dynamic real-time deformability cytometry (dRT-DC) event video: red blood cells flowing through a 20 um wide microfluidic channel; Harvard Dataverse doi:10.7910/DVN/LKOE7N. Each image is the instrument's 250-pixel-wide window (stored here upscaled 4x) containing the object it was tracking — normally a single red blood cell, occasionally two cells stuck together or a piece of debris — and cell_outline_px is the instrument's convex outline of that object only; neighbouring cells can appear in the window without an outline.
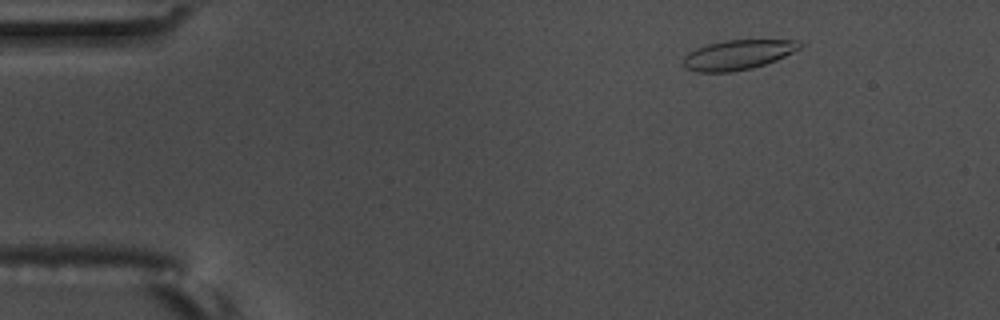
{"species": "common noctule bat (a hibernating species)", "species_latin": "Nyctalus noctula", "temperature_condition": "warm", "stored_images_in_passage": 52, "camera_frame_rate_fps": 3000, "um_per_image_px": 0.085, "animal": {"sex": "male", "body_mass_g": 17.5, "forearm_length_mm": 52.3}, "frame": {"image": 1, "passage_image": 2, "time_ms": 0.333, "image_size_px": [1000, 320], "cell_outline_px": [[804, 44], [800, 48], [776, 60], [752, 68], [732, 72], [696, 72], [684, 68], [684, 56], [688, 52], [696, 48], [708, 44], [724, 40], [800, 40]], "centroid_in_image_um": [62.71, 4.65], "position_along_channel_um": 22.3, "area_um2": 20.23}}
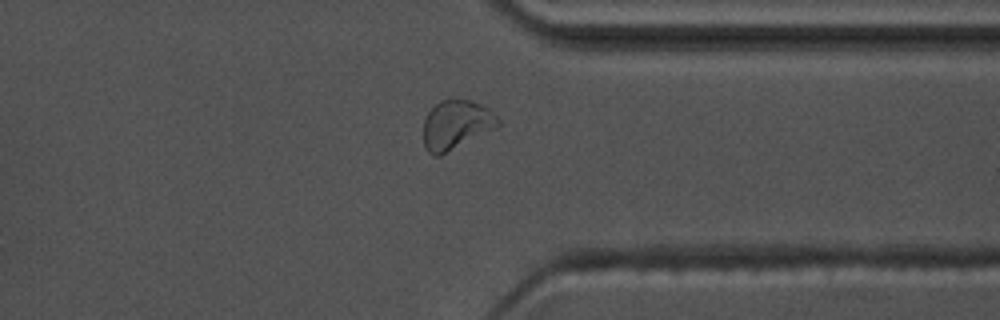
{"frame": {"image": 2, "passage_image": 39, "time_ms": 12.667, "image_size_px": [1000, 320], "cell_outline_px": [[500, 128], [440, 156], [436, 156], [428, 152], [424, 144], [424, 120], [428, 112], [440, 100], [452, 96], [468, 100], [480, 104], [488, 108], [500, 120]], "centroid_in_image_um": [38.81, 10.6], "position_along_channel_um": 372.6, "area_um2": 22.02}}
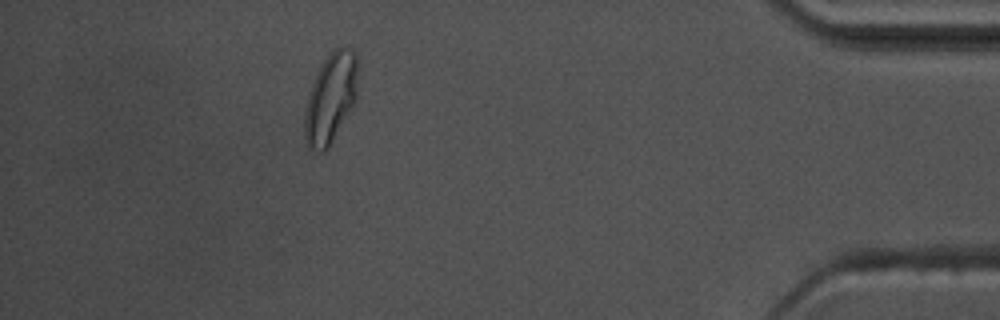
{"frame": {"image": 3, "passage_image": 46, "time_ms": 15.0, "image_size_px": [1000, 320], "cell_outline_px": [[356, 100], [328, 148], [324, 152], [320, 152], [308, 148], [304, 136], [304, 116], [308, 92], [328, 52], [336, 48], [344, 48], [356, 52]], "centroid_in_image_um": [28.07, 8.38], "position_along_channel_um": 407.1, "area_um2": 27.51}, "authors_computed_cell_mechanics": {"area_um2": 20.23, "velocity_mm_per_s": 3.5481, "shape_relaxation_time_tau1_ms": 8.6344, "shape_relaxation_time_tau2_ms": 0.7523, "deformation_change_tau1": 0.213, "deformation_change_tau2": 0.0672}}